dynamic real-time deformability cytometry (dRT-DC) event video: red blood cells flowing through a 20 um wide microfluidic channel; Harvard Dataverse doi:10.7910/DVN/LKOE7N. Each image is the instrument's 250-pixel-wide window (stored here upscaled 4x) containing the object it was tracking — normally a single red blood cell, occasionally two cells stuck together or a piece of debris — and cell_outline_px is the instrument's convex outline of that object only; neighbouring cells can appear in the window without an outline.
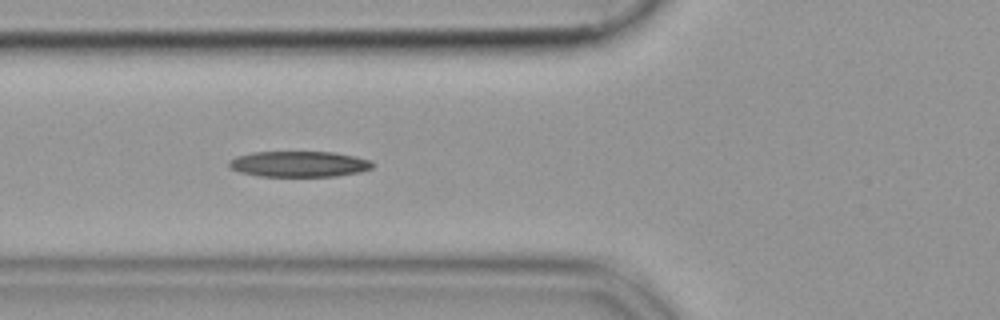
{"species": "common noctule bat (a hibernating species)", "species_latin": "Nyctalus noctula", "temperature_condition": "cold", "stored_images_in_passage": 38, "camera_frame_rate_fps": 3000, "um_per_image_px": 0.085, "animal": {"sex": "female", "body_mass_g": 19.9}, "frame": {"image": 1, "passage_image": 6, "time_ms": 1.667, "image_size_px": [1000, 320], "cell_outline_px": [[372, 168], [360, 172], [336, 176], [260, 176], [240, 172], [232, 168], [228, 164], [228, 160], [236, 156], [252, 152], [332, 152], [356, 156], [372, 160]], "centroid_in_image_um": [25.42, 13.94], "position_along_channel_um": 100.4, "area_um2": 21.56}}
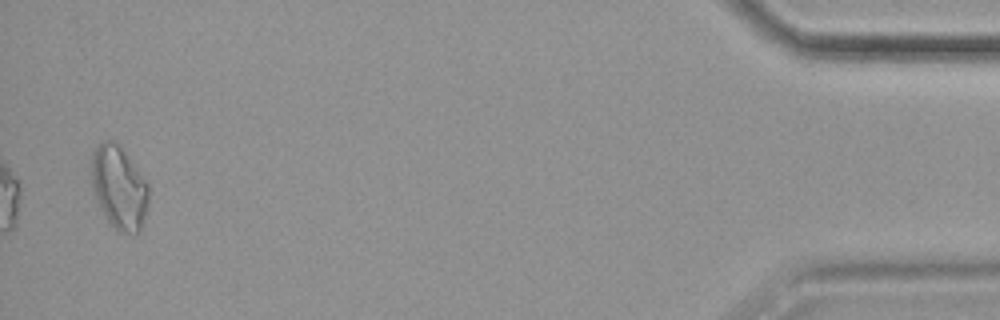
{"frame": {"image": 2, "passage_image": 38, "time_ms": 12.333, "image_size_px": [1000, 320], "cell_outline_px": [[148, 204], [144, 224], [140, 232], [136, 236], [120, 232], [104, 216], [96, 200], [92, 188], [92, 152], [96, 144], [104, 140], [116, 140], [120, 144], [148, 184]], "centroid_in_image_um": [10.13, 15.95], "position_along_channel_um": 425.1, "area_um2": 28.21}}